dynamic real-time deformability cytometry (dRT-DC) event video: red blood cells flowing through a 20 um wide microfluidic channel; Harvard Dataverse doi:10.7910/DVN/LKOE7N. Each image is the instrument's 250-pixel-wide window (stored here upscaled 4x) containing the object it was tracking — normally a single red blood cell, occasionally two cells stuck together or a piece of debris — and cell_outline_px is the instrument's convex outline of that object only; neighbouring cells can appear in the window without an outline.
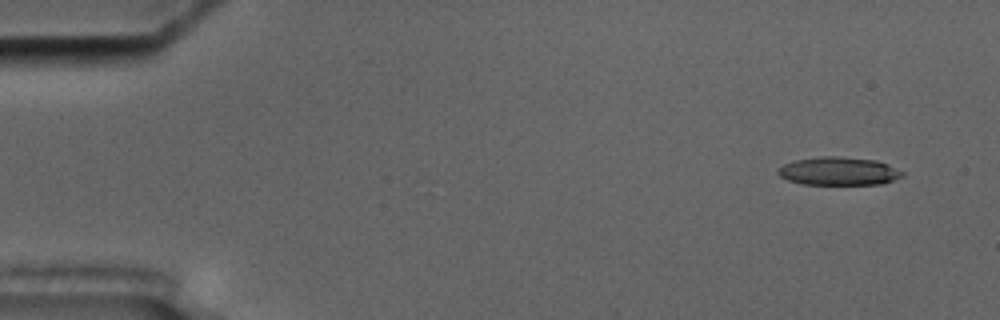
{"species": "common noctule bat (a hibernating species)", "species_latin": "Nyctalus noctula", "temperature_condition": "cold", "stored_images_in_passage": 6, "segment_of_instrument_passage": [1, 2], "camera_frame_rate_fps": 3000, "um_per_image_px": 0.085, "animal": {"sex": "male", "body_mass_g": 17.5, "forearm_length_mm": 52.3}, "frame": {"image": 1, "passage_image": 1, "time_ms": 0.0, "image_size_px": [1000, 320], "cell_outline_px": [[904, 176], [880, 184], [804, 184], [788, 180], [780, 176], [776, 172], [776, 168], [792, 160], [820, 156], [840, 156], [876, 160], [888, 164], [904, 172]], "centroid_in_image_um": [71.25, 14.53], "position_along_channel_um": 13.7, "area_um2": 20.58}}
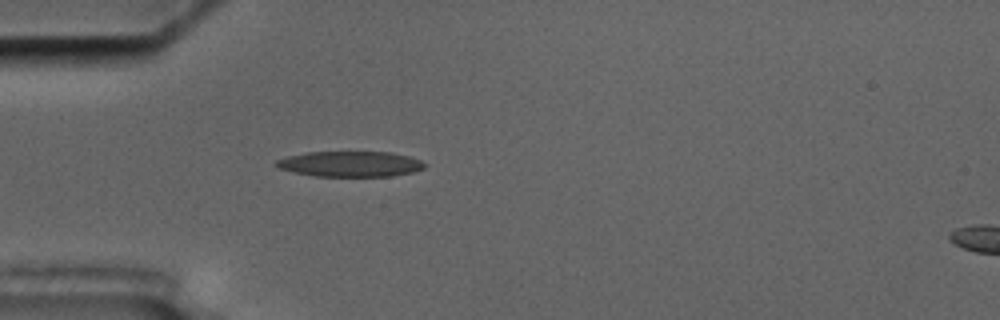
{"frame": {"image": 2, "passage_image": 5, "time_ms": 4.333, "image_size_px": [1000, 320], "cell_outline_px": [[428, 164], [424, 168], [412, 172], [392, 176], [316, 176], [296, 172], [280, 168], [272, 164], [276, 160], [288, 156], [308, 152], [392, 152], [408, 156], [420, 160]], "centroid_in_image_um": [29.79, 13.93], "position_along_channel_um": 55.2, "area_um2": 21.96}}